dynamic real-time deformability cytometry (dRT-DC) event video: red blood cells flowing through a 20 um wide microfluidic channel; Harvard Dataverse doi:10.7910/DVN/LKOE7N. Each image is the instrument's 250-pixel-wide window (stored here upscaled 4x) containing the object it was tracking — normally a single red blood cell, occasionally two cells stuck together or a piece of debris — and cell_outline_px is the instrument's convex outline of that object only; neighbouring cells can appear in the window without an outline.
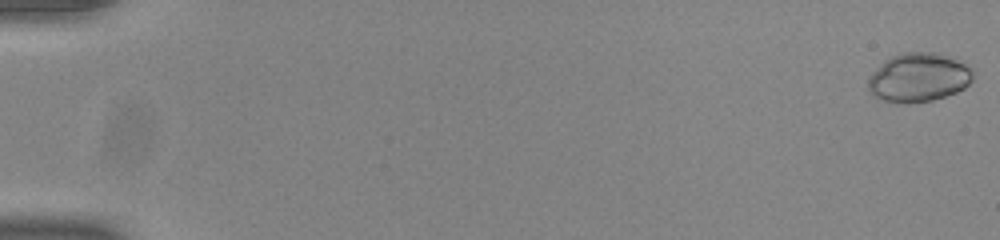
{"species": "common noctule bat (a hibernating species)", "species_latin": "Nyctalus noctula", "temperature_condition": "room temperature", "stored_images_in_passage": 54, "camera_frame_rate_fps": 3000, "um_per_image_px": 0.085, "animal": {"sex": "male", "body_mass_g": 20.0, "forearm_length_mm": 53.3}, "frame": {"image": 1, "passage_image": 1, "time_ms": 0.0, "image_size_px": [1000, 240], "cell_outline_px": [[972, 80], [964, 88], [956, 92], [932, 100], [908, 104], [884, 100], [868, 92], [868, 76], [884, 60], [900, 52], [936, 52], [948, 56], [964, 64], [972, 72]], "centroid_in_image_um": [78.03, 6.58], "position_along_channel_um": 7.0, "area_um2": 29.77}}
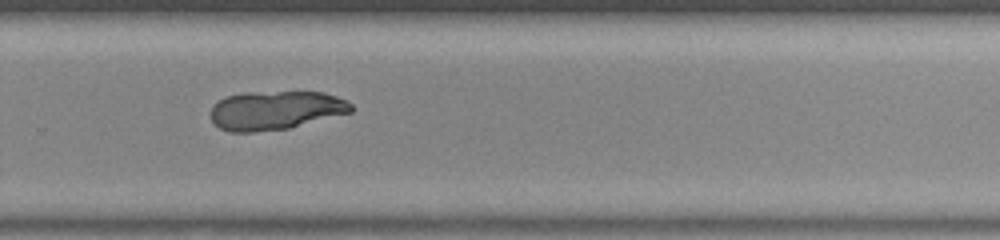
{"frame": {"image": 2, "passage_image": 38, "time_ms": 12.333, "image_size_px": [1000, 240], "cell_outline_px": [[356, 108], [352, 112], [288, 128], [252, 132], [228, 132], [220, 128], [212, 120], [212, 104], [228, 96], [244, 92], [324, 92], [348, 100]], "centroid_in_image_um": [23.46, 9.37], "position_along_channel_um": 306.3, "area_um2": 31.79}}
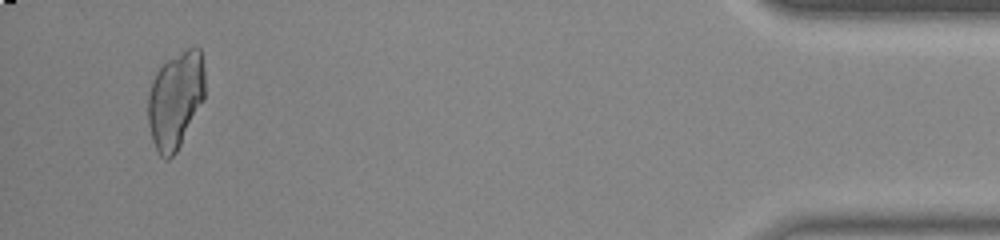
{"frame": {"image": 3, "passage_image": 52, "time_ms": 17.0, "image_size_px": [1000, 240], "cell_outline_px": [[204, 100], [176, 152], [168, 160], [164, 160], [160, 156], [152, 140], [148, 124], [148, 92], [152, 80], [156, 72], [168, 60], [188, 48], [196, 44], [200, 48], [204, 68]], "centroid_in_image_um": [14.91, 8.49], "position_along_channel_um": 420.3, "area_um2": 32.19}}